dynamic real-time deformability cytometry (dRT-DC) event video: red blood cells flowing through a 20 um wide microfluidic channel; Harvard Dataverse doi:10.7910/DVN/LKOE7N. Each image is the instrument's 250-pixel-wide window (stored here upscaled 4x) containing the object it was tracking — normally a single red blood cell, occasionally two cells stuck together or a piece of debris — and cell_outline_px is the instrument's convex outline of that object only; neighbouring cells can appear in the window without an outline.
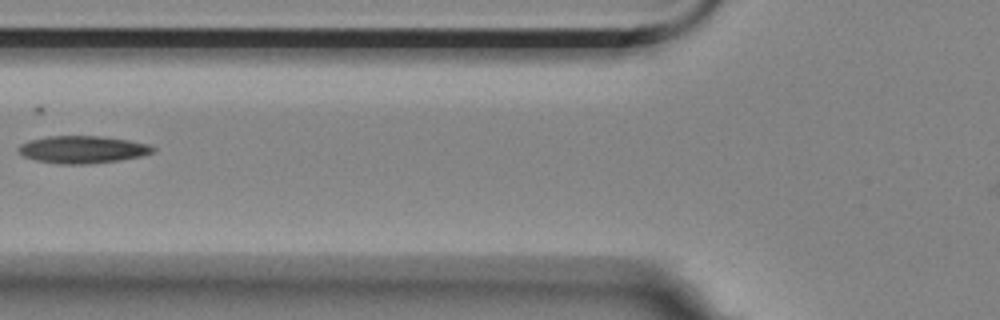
{"species": "Egyptian fruit bat (a non-hibernating species)", "species_latin": "Rousettus aegyptiacus", "temperature_condition": "room temperature", "stored_images_in_passage": 6, "camera_frame_rate_fps": 3000, "um_per_image_px": 0.085, "animal": {"sex": "female"}, "frame": {"image": 1, "passage_image": 4, "time_ms": 3.333, "image_size_px": [1000, 320], "cell_outline_px": [[156, 152], [140, 156], [120, 160], [88, 164], [60, 164], [36, 160], [24, 156], [16, 148], [20, 144], [28, 140], [48, 136], [100, 136], [128, 140], [148, 144], [156, 148]], "centroid_in_image_um": [7.02, 12.71], "position_along_channel_um": 118.8, "area_um2": 21.5}}
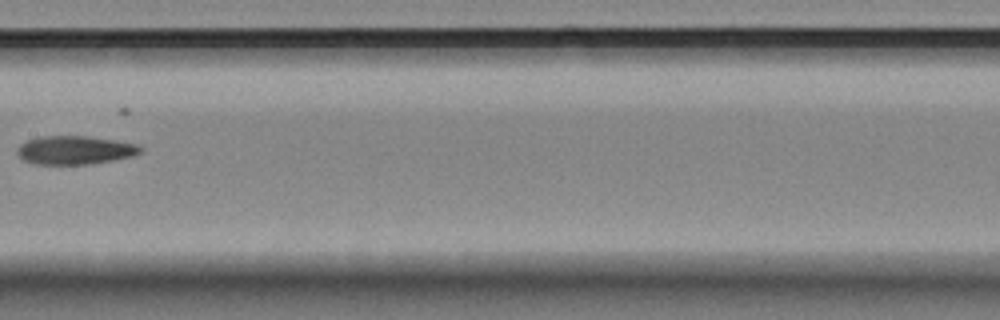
{"frame": {"image": 2, "passage_image": 6, "time_ms": 5.667, "image_size_px": [1000, 320], "cell_outline_px": [[144, 148], [136, 156], [88, 164], [32, 164], [24, 160], [16, 152], [16, 148], [20, 144], [28, 140], [40, 136], [88, 136], [116, 140], [136, 144]], "centroid_in_image_um": [6.37, 12.76], "position_along_channel_um": 201.0, "area_um2": 20.58}}